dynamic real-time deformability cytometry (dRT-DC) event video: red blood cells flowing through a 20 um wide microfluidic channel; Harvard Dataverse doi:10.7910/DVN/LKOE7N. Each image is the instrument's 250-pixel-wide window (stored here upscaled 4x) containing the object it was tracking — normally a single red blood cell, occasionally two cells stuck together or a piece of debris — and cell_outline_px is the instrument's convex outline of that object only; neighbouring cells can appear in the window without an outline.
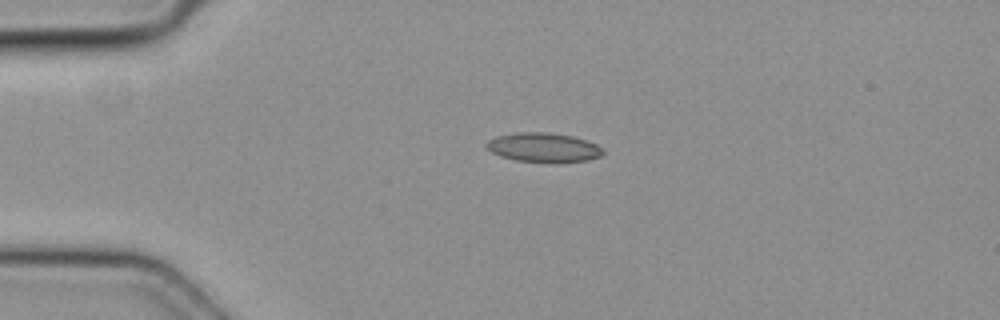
{"species": "common noctule bat (a hibernating species)", "species_latin": "Nyctalus noctula", "temperature_condition": "cold", "stored_images_in_passage": 3, "camera_frame_rate_fps": 3000, "um_per_image_px": 0.085, "animal": {"sex": "female", "body_mass_g": 19.3, "forearm_length_mm": 54.1}, "frame": {"image": 1, "passage_image": 1, "time_ms": 0.0, "image_size_px": [1000, 320], "cell_outline_px": [[604, 152], [600, 156], [588, 160], [552, 164], [516, 160], [500, 156], [484, 148], [484, 144], [488, 140], [496, 136], [516, 132], [548, 132], [572, 136], [596, 144], [604, 148]], "centroid_in_image_um": [46.17, 12.55], "position_along_channel_um": 38.8, "area_um2": 20.35}}
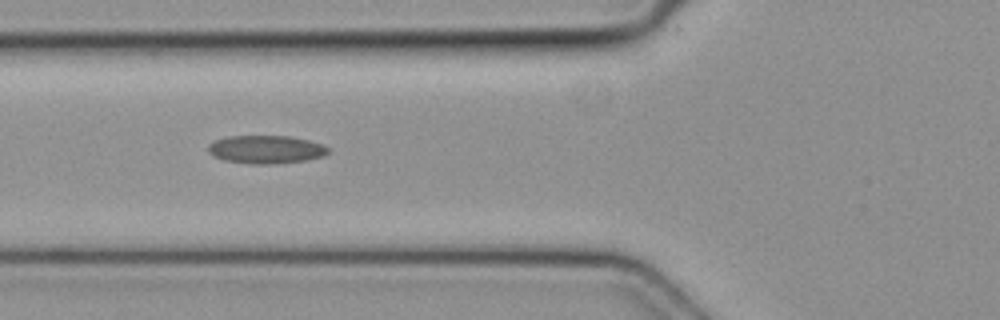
{"frame": {"image": 2, "passage_image": 3, "time_ms": 0.667, "image_size_px": [1000, 320], "cell_outline_px": [[328, 152], [324, 156], [308, 160], [272, 164], [252, 164], [224, 160], [208, 152], [208, 144], [216, 140], [228, 136], [288, 136], [308, 140], [320, 144], [328, 148]], "centroid_in_image_um": [22.6, 12.71], "position_along_channel_um": 103.2, "area_um2": 19.54}}